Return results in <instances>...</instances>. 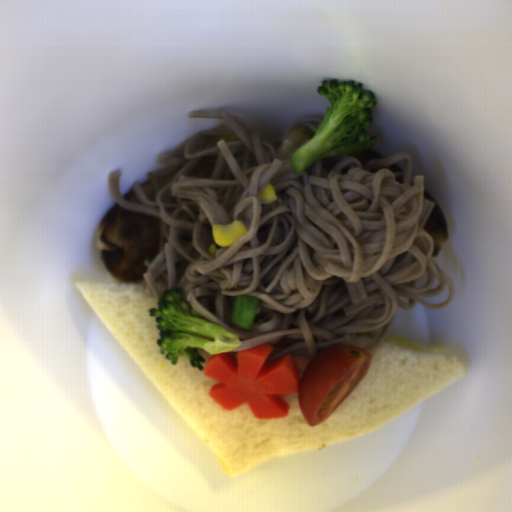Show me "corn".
<instances>
[{
    "instance_id": "corn-1",
    "label": "corn",
    "mask_w": 512,
    "mask_h": 512,
    "mask_svg": "<svg viewBox=\"0 0 512 512\" xmlns=\"http://www.w3.org/2000/svg\"><path fill=\"white\" fill-rule=\"evenodd\" d=\"M247 227L242 220H234L227 225L213 223L211 235L219 247H232L237 239L245 235Z\"/></svg>"
},
{
    "instance_id": "corn-2",
    "label": "corn",
    "mask_w": 512,
    "mask_h": 512,
    "mask_svg": "<svg viewBox=\"0 0 512 512\" xmlns=\"http://www.w3.org/2000/svg\"><path fill=\"white\" fill-rule=\"evenodd\" d=\"M260 201V205H269L277 201L278 196L275 188L271 183H268L264 191L256 197Z\"/></svg>"
},
{
    "instance_id": "corn-3",
    "label": "corn",
    "mask_w": 512,
    "mask_h": 512,
    "mask_svg": "<svg viewBox=\"0 0 512 512\" xmlns=\"http://www.w3.org/2000/svg\"><path fill=\"white\" fill-rule=\"evenodd\" d=\"M209 252L213 256V258L216 257L217 245L215 243H211V245L209 247Z\"/></svg>"
}]
</instances>
